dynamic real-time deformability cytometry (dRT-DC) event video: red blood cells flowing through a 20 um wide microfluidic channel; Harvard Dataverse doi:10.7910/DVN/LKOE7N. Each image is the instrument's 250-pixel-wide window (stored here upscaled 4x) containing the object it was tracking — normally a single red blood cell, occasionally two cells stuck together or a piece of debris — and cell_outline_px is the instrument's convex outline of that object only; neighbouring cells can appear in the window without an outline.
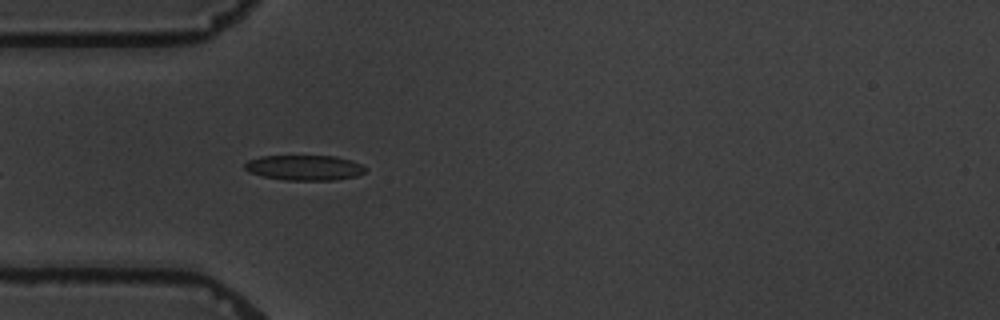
{"species": "common noctule bat (a hibernating species)", "species_latin": "Nyctalus noctula", "temperature_condition": "warm", "stored_images_in_passage": 7, "camera_frame_rate_fps": 3000, "um_per_image_px": 0.085, "animal": {"sex": "male", "body_mass_g": 19.5, "forearm_length_mm": 54.6}, "frame": {"image": 1, "passage_image": 7, "time_ms": 6.667, "image_size_px": [1000, 320], "cell_outline_px": [[368, 168], [364, 172], [356, 176], [336, 180], [284, 180], [264, 176], [248, 172], [244, 168], [244, 164], [248, 160], [260, 156], [336, 156], [352, 160]], "centroid_in_image_um": [25.88, 14.25], "position_along_channel_um": 59.1, "area_um2": 17.8}}